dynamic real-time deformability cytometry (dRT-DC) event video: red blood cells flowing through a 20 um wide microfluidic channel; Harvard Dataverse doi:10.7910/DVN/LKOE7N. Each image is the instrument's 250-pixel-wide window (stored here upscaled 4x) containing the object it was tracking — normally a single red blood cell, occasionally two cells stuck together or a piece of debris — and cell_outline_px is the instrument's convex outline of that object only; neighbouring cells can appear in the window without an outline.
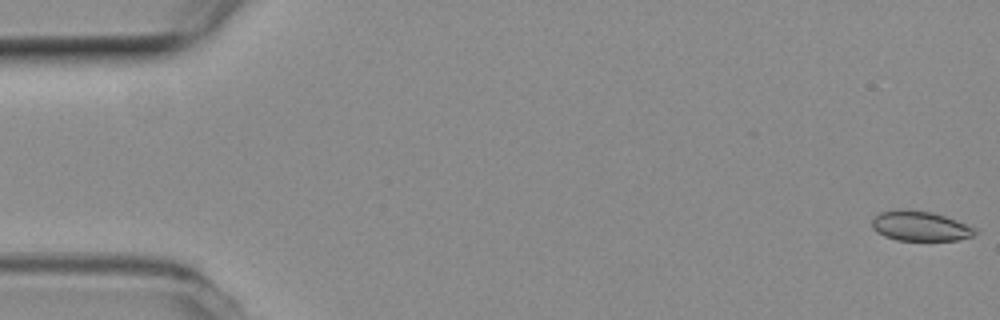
{"species": "common noctule bat (a hibernating species)", "species_latin": "Nyctalus noctula", "temperature_condition": "room temperature", "stored_images_in_passage": 47, "camera_frame_rate_fps": 3000, "um_per_image_px": 0.085, "animal": {"sex": "female", "body_mass_g": 19.3, "forearm_length_mm": 54.1}, "frame": {"image": 1, "passage_image": 1, "time_ms": 0.0, "image_size_px": [1000, 320], "cell_outline_px": [[980, 232], [972, 236], [956, 240], [896, 240], [884, 236], [876, 232], [872, 228], [872, 220], [880, 212], [896, 208], [908, 208], [932, 212], [980, 228]], "centroid_in_image_um": [78.24, 19.2], "position_along_channel_um": 6.8, "area_um2": 18.38}}
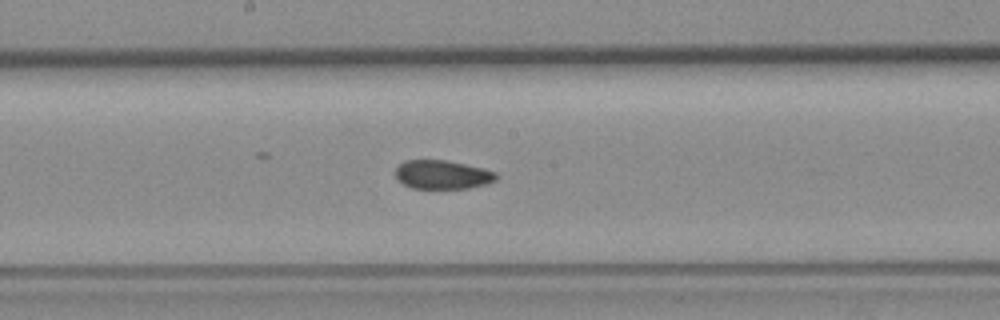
{"frame": {"image": 2, "passage_image": 28, "time_ms": 9.0, "image_size_px": [1000, 320], "cell_outline_px": [[500, 176], [496, 180], [488, 184], [468, 188], [412, 188], [396, 180], [396, 168], [404, 160], [444, 160], [484, 168], [496, 172]], "centroid_in_image_um": [37.63, 14.85], "position_along_channel_um": 210.6, "area_um2": 16.99}}
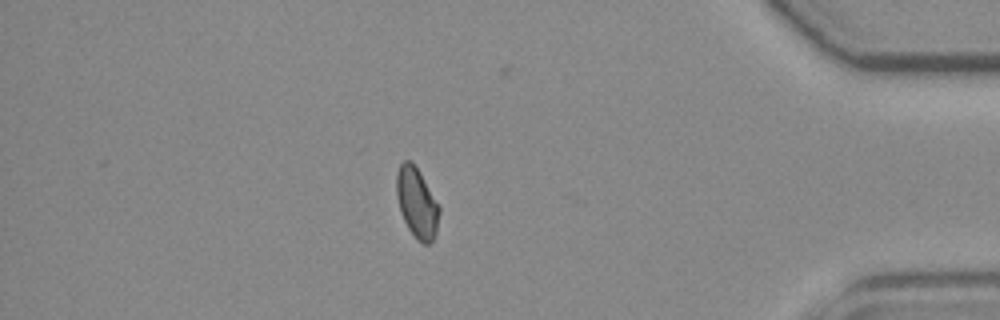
{"frame": {"image": 3, "passage_image": 46, "time_ms": 15.0, "image_size_px": [1000, 320], "cell_outline_px": [[440, 212], [436, 232], [432, 240], [428, 244], [424, 244], [408, 228], [400, 212], [396, 196], [396, 172], [400, 164], [404, 160], [408, 160], [420, 172], [440, 208]], "centroid_in_image_um": [35.41, 17.22], "position_along_channel_um": 399.8, "area_um2": 17.17}, "authors_computed_cell_mechanics": {"area_um2": 18.0914, "velocity_mm_per_s": 3.8625, "shape_relaxation_time_tau1_ms": null, "shape_relaxation_time_tau2_ms": 2.4048, "deformation_change_tau1": null, "deformation_change_tau2": 0.0581}}